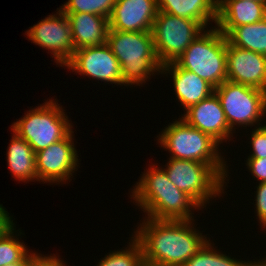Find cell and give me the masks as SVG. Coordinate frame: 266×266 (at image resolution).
I'll return each mask as SVG.
<instances>
[{
  "label": "cell",
  "mask_w": 266,
  "mask_h": 266,
  "mask_svg": "<svg viewBox=\"0 0 266 266\" xmlns=\"http://www.w3.org/2000/svg\"><path fill=\"white\" fill-rule=\"evenodd\" d=\"M145 218L133 237L139 242L143 260L147 262L183 266L208 241L193 227V220Z\"/></svg>",
  "instance_id": "6da1fadb"
},
{
  "label": "cell",
  "mask_w": 266,
  "mask_h": 266,
  "mask_svg": "<svg viewBox=\"0 0 266 266\" xmlns=\"http://www.w3.org/2000/svg\"><path fill=\"white\" fill-rule=\"evenodd\" d=\"M132 191L131 198L154 220H193L192 208L201 209L158 165L148 168Z\"/></svg>",
  "instance_id": "7a4b0ae2"
},
{
  "label": "cell",
  "mask_w": 266,
  "mask_h": 266,
  "mask_svg": "<svg viewBox=\"0 0 266 266\" xmlns=\"http://www.w3.org/2000/svg\"><path fill=\"white\" fill-rule=\"evenodd\" d=\"M106 43L120 63L122 85L140 86L151 73L161 72L152 32L109 30Z\"/></svg>",
  "instance_id": "3957f363"
},
{
  "label": "cell",
  "mask_w": 266,
  "mask_h": 266,
  "mask_svg": "<svg viewBox=\"0 0 266 266\" xmlns=\"http://www.w3.org/2000/svg\"><path fill=\"white\" fill-rule=\"evenodd\" d=\"M159 136L158 142L169 150L170 158L209 164L226 180L228 169L218 152L219 143L206 133L179 118L165 127Z\"/></svg>",
  "instance_id": "277c9868"
},
{
  "label": "cell",
  "mask_w": 266,
  "mask_h": 266,
  "mask_svg": "<svg viewBox=\"0 0 266 266\" xmlns=\"http://www.w3.org/2000/svg\"><path fill=\"white\" fill-rule=\"evenodd\" d=\"M175 62L217 88L227 80V39L216 26L204 30Z\"/></svg>",
  "instance_id": "5b68a950"
},
{
  "label": "cell",
  "mask_w": 266,
  "mask_h": 266,
  "mask_svg": "<svg viewBox=\"0 0 266 266\" xmlns=\"http://www.w3.org/2000/svg\"><path fill=\"white\" fill-rule=\"evenodd\" d=\"M67 118L63 108L49 99L27 111L23 118L13 123L11 131L26 140L36 153L64 139L72 131Z\"/></svg>",
  "instance_id": "8992f818"
},
{
  "label": "cell",
  "mask_w": 266,
  "mask_h": 266,
  "mask_svg": "<svg viewBox=\"0 0 266 266\" xmlns=\"http://www.w3.org/2000/svg\"><path fill=\"white\" fill-rule=\"evenodd\" d=\"M164 170L170 182L202 208L211 198L224 193L225 179L209 164L170 158Z\"/></svg>",
  "instance_id": "52a82bcc"
},
{
  "label": "cell",
  "mask_w": 266,
  "mask_h": 266,
  "mask_svg": "<svg viewBox=\"0 0 266 266\" xmlns=\"http://www.w3.org/2000/svg\"><path fill=\"white\" fill-rule=\"evenodd\" d=\"M220 100L229 128L254 126L266 113V92L226 80L214 89ZM245 125V126H244Z\"/></svg>",
  "instance_id": "ba28073f"
},
{
  "label": "cell",
  "mask_w": 266,
  "mask_h": 266,
  "mask_svg": "<svg viewBox=\"0 0 266 266\" xmlns=\"http://www.w3.org/2000/svg\"><path fill=\"white\" fill-rule=\"evenodd\" d=\"M204 30L195 20L158 11L152 35L161 65L175 62Z\"/></svg>",
  "instance_id": "9c48e42d"
},
{
  "label": "cell",
  "mask_w": 266,
  "mask_h": 266,
  "mask_svg": "<svg viewBox=\"0 0 266 266\" xmlns=\"http://www.w3.org/2000/svg\"><path fill=\"white\" fill-rule=\"evenodd\" d=\"M56 14L58 16L48 15L26 34L36 45L51 50L55 62L62 67L70 61L75 50L67 15L61 9Z\"/></svg>",
  "instance_id": "30bf717a"
},
{
  "label": "cell",
  "mask_w": 266,
  "mask_h": 266,
  "mask_svg": "<svg viewBox=\"0 0 266 266\" xmlns=\"http://www.w3.org/2000/svg\"><path fill=\"white\" fill-rule=\"evenodd\" d=\"M72 133L74 132L71 131L64 139L36 152L37 181L57 184L66 182L73 175L79 166V159Z\"/></svg>",
  "instance_id": "8fae6325"
},
{
  "label": "cell",
  "mask_w": 266,
  "mask_h": 266,
  "mask_svg": "<svg viewBox=\"0 0 266 266\" xmlns=\"http://www.w3.org/2000/svg\"><path fill=\"white\" fill-rule=\"evenodd\" d=\"M65 66L75 71L76 74L122 85L120 63L107 43L75 50Z\"/></svg>",
  "instance_id": "7c38bea8"
},
{
  "label": "cell",
  "mask_w": 266,
  "mask_h": 266,
  "mask_svg": "<svg viewBox=\"0 0 266 266\" xmlns=\"http://www.w3.org/2000/svg\"><path fill=\"white\" fill-rule=\"evenodd\" d=\"M227 80L266 92V56L227 42Z\"/></svg>",
  "instance_id": "4fadbf2b"
},
{
  "label": "cell",
  "mask_w": 266,
  "mask_h": 266,
  "mask_svg": "<svg viewBox=\"0 0 266 266\" xmlns=\"http://www.w3.org/2000/svg\"><path fill=\"white\" fill-rule=\"evenodd\" d=\"M157 13V0H116L109 17V30L152 32Z\"/></svg>",
  "instance_id": "5bb4252c"
},
{
  "label": "cell",
  "mask_w": 266,
  "mask_h": 266,
  "mask_svg": "<svg viewBox=\"0 0 266 266\" xmlns=\"http://www.w3.org/2000/svg\"><path fill=\"white\" fill-rule=\"evenodd\" d=\"M181 117L188 125L206 133L221 144L233 135L226 121L224 110L215 93L190 106Z\"/></svg>",
  "instance_id": "9a60e30c"
},
{
  "label": "cell",
  "mask_w": 266,
  "mask_h": 266,
  "mask_svg": "<svg viewBox=\"0 0 266 266\" xmlns=\"http://www.w3.org/2000/svg\"><path fill=\"white\" fill-rule=\"evenodd\" d=\"M266 18V2L223 0L217 5L216 28L225 36L237 26Z\"/></svg>",
  "instance_id": "2e32d148"
},
{
  "label": "cell",
  "mask_w": 266,
  "mask_h": 266,
  "mask_svg": "<svg viewBox=\"0 0 266 266\" xmlns=\"http://www.w3.org/2000/svg\"><path fill=\"white\" fill-rule=\"evenodd\" d=\"M161 73H171L176 97L185 110L214 93L215 88L211 84L196 73L181 68L176 62L162 65Z\"/></svg>",
  "instance_id": "e0dca14e"
},
{
  "label": "cell",
  "mask_w": 266,
  "mask_h": 266,
  "mask_svg": "<svg viewBox=\"0 0 266 266\" xmlns=\"http://www.w3.org/2000/svg\"><path fill=\"white\" fill-rule=\"evenodd\" d=\"M68 17L74 50L106 43L109 19L92 13H65Z\"/></svg>",
  "instance_id": "ac0fdd59"
},
{
  "label": "cell",
  "mask_w": 266,
  "mask_h": 266,
  "mask_svg": "<svg viewBox=\"0 0 266 266\" xmlns=\"http://www.w3.org/2000/svg\"><path fill=\"white\" fill-rule=\"evenodd\" d=\"M157 7L158 11L195 20L204 28L211 20L216 24L217 5L212 0H157Z\"/></svg>",
  "instance_id": "d6986e66"
},
{
  "label": "cell",
  "mask_w": 266,
  "mask_h": 266,
  "mask_svg": "<svg viewBox=\"0 0 266 266\" xmlns=\"http://www.w3.org/2000/svg\"><path fill=\"white\" fill-rule=\"evenodd\" d=\"M13 134L6 153L11 174L18 181H37L36 153L26 140Z\"/></svg>",
  "instance_id": "ffe728a7"
},
{
  "label": "cell",
  "mask_w": 266,
  "mask_h": 266,
  "mask_svg": "<svg viewBox=\"0 0 266 266\" xmlns=\"http://www.w3.org/2000/svg\"><path fill=\"white\" fill-rule=\"evenodd\" d=\"M225 37L231 45L266 56V18L234 27Z\"/></svg>",
  "instance_id": "44dd1931"
},
{
  "label": "cell",
  "mask_w": 266,
  "mask_h": 266,
  "mask_svg": "<svg viewBox=\"0 0 266 266\" xmlns=\"http://www.w3.org/2000/svg\"><path fill=\"white\" fill-rule=\"evenodd\" d=\"M209 241L210 239L183 266H249L250 261H237L220 251L217 252Z\"/></svg>",
  "instance_id": "7402d4cb"
},
{
  "label": "cell",
  "mask_w": 266,
  "mask_h": 266,
  "mask_svg": "<svg viewBox=\"0 0 266 266\" xmlns=\"http://www.w3.org/2000/svg\"><path fill=\"white\" fill-rule=\"evenodd\" d=\"M14 230L13 225L0 237V266L21 262L30 253L25 244L14 236Z\"/></svg>",
  "instance_id": "603a6c76"
},
{
  "label": "cell",
  "mask_w": 266,
  "mask_h": 266,
  "mask_svg": "<svg viewBox=\"0 0 266 266\" xmlns=\"http://www.w3.org/2000/svg\"><path fill=\"white\" fill-rule=\"evenodd\" d=\"M132 238L128 248L105 255L97 266H137L143 259L142 248L139 242Z\"/></svg>",
  "instance_id": "cb8c5ba5"
},
{
  "label": "cell",
  "mask_w": 266,
  "mask_h": 266,
  "mask_svg": "<svg viewBox=\"0 0 266 266\" xmlns=\"http://www.w3.org/2000/svg\"><path fill=\"white\" fill-rule=\"evenodd\" d=\"M260 125L259 122L258 127L252 131L250 144L253 152L248 158H266V124Z\"/></svg>",
  "instance_id": "d4e9b609"
},
{
  "label": "cell",
  "mask_w": 266,
  "mask_h": 266,
  "mask_svg": "<svg viewBox=\"0 0 266 266\" xmlns=\"http://www.w3.org/2000/svg\"><path fill=\"white\" fill-rule=\"evenodd\" d=\"M60 9L64 13L94 14V0H68Z\"/></svg>",
  "instance_id": "484cf974"
},
{
  "label": "cell",
  "mask_w": 266,
  "mask_h": 266,
  "mask_svg": "<svg viewBox=\"0 0 266 266\" xmlns=\"http://www.w3.org/2000/svg\"><path fill=\"white\" fill-rule=\"evenodd\" d=\"M256 216L259 218L261 227L266 225V182L259 183L255 197Z\"/></svg>",
  "instance_id": "4316f807"
},
{
  "label": "cell",
  "mask_w": 266,
  "mask_h": 266,
  "mask_svg": "<svg viewBox=\"0 0 266 266\" xmlns=\"http://www.w3.org/2000/svg\"><path fill=\"white\" fill-rule=\"evenodd\" d=\"M246 162L253 177L259 179V183L266 182V158H248Z\"/></svg>",
  "instance_id": "83f0119b"
},
{
  "label": "cell",
  "mask_w": 266,
  "mask_h": 266,
  "mask_svg": "<svg viewBox=\"0 0 266 266\" xmlns=\"http://www.w3.org/2000/svg\"><path fill=\"white\" fill-rule=\"evenodd\" d=\"M37 254V255H36ZM57 256H45L34 253L24 264V266H66L65 262Z\"/></svg>",
  "instance_id": "f1b7e54d"
},
{
  "label": "cell",
  "mask_w": 266,
  "mask_h": 266,
  "mask_svg": "<svg viewBox=\"0 0 266 266\" xmlns=\"http://www.w3.org/2000/svg\"><path fill=\"white\" fill-rule=\"evenodd\" d=\"M116 0H94V14L109 19Z\"/></svg>",
  "instance_id": "f546056e"
},
{
  "label": "cell",
  "mask_w": 266,
  "mask_h": 266,
  "mask_svg": "<svg viewBox=\"0 0 266 266\" xmlns=\"http://www.w3.org/2000/svg\"><path fill=\"white\" fill-rule=\"evenodd\" d=\"M11 219L9 213L0 204V237L15 224Z\"/></svg>",
  "instance_id": "4dcf8cb0"
},
{
  "label": "cell",
  "mask_w": 266,
  "mask_h": 266,
  "mask_svg": "<svg viewBox=\"0 0 266 266\" xmlns=\"http://www.w3.org/2000/svg\"><path fill=\"white\" fill-rule=\"evenodd\" d=\"M34 254V252L29 253L21 262H17L11 265H7V266H24L25 262Z\"/></svg>",
  "instance_id": "1f68e13d"
},
{
  "label": "cell",
  "mask_w": 266,
  "mask_h": 266,
  "mask_svg": "<svg viewBox=\"0 0 266 266\" xmlns=\"http://www.w3.org/2000/svg\"><path fill=\"white\" fill-rule=\"evenodd\" d=\"M249 266H266V258L264 259V261H263V259L261 260V261H254V262H252V261H250V264H249Z\"/></svg>",
  "instance_id": "d6a6232c"
},
{
  "label": "cell",
  "mask_w": 266,
  "mask_h": 266,
  "mask_svg": "<svg viewBox=\"0 0 266 266\" xmlns=\"http://www.w3.org/2000/svg\"><path fill=\"white\" fill-rule=\"evenodd\" d=\"M137 266H162V265L147 262L142 259V261Z\"/></svg>",
  "instance_id": "836d02e7"
},
{
  "label": "cell",
  "mask_w": 266,
  "mask_h": 266,
  "mask_svg": "<svg viewBox=\"0 0 266 266\" xmlns=\"http://www.w3.org/2000/svg\"><path fill=\"white\" fill-rule=\"evenodd\" d=\"M242 1L266 2V0H242Z\"/></svg>",
  "instance_id": "e575fe53"
},
{
  "label": "cell",
  "mask_w": 266,
  "mask_h": 266,
  "mask_svg": "<svg viewBox=\"0 0 266 266\" xmlns=\"http://www.w3.org/2000/svg\"><path fill=\"white\" fill-rule=\"evenodd\" d=\"M216 5H218L219 3H221L223 0H212Z\"/></svg>",
  "instance_id": "d590c367"
}]
</instances>
